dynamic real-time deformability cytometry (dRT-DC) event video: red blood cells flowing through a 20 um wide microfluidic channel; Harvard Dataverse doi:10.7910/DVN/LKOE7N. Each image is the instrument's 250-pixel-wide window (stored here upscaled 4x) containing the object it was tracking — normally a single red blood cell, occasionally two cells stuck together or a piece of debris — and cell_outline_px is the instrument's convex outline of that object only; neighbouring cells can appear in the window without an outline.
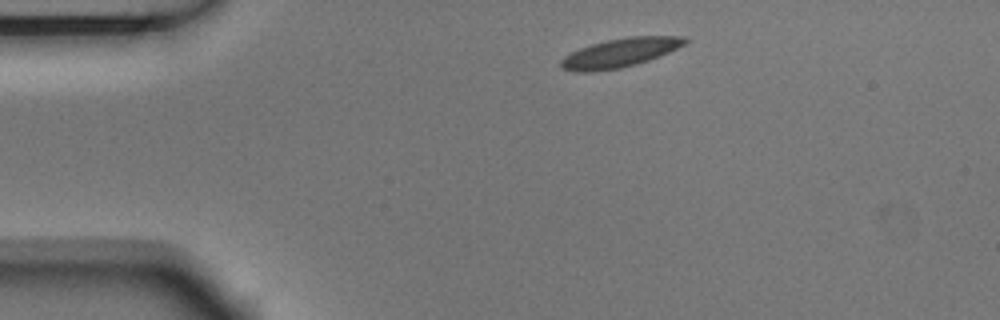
{"species": "Egyptian fruit bat (a non-hibernating species)", "species_latin": "Rousettus aegyptiacus", "temperature_condition": "room temperature", "stored_images_in_passage": 2, "camera_frame_rate_fps": 3000, "um_per_image_px": 0.085, "animal": {"sex": "male"}, "frame": {"image": 1, "passage_image": 1, "time_ms": 0.0, "image_size_px": [1000, 320], "cell_outline_px": [[688, 40], [684, 44], [668, 52], [648, 60], [636, 64], [620, 68], [592, 72], [576, 72], [564, 68], [560, 64], [560, 60], [564, 56], [580, 48], [592, 44], [608, 40], [628, 36], [684, 36]], "centroid_in_image_um": [52.68, 4.49], "position_along_channel_um": 32.3, "area_um2": 20.63}}